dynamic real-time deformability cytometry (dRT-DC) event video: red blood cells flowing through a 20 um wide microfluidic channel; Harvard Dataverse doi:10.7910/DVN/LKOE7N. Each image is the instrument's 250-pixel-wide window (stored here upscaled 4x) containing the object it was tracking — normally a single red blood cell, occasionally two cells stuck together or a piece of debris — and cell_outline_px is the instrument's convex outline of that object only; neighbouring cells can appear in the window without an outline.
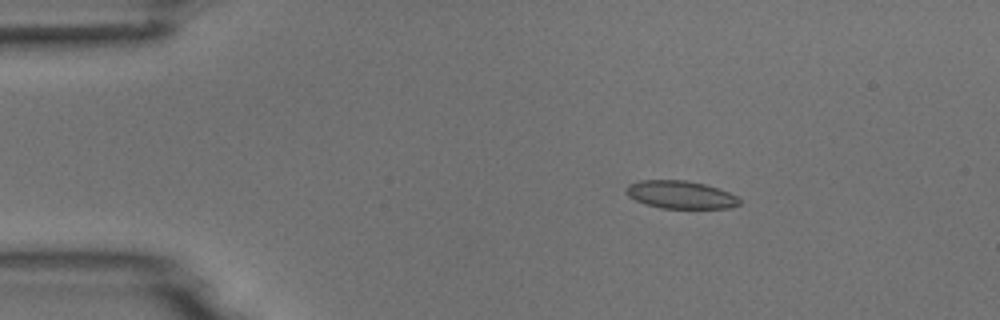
{"species": "common noctule bat (a hibernating species)", "species_latin": "Nyctalus noctula", "temperature_condition": "room temperature", "stored_images_in_passage": 5, "camera_frame_rate_fps": 3000, "um_per_image_px": 0.085, "animal": {"sex": "male", "body_mass_g": 18.8}, "frame": {"image": 1, "passage_image": 3, "time_ms": 2.333, "image_size_px": [1000, 320], "cell_outline_px": [[740, 204], [728, 208], [660, 208], [644, 204], [628, 196], [624, 192], [624, 188], [628, 184], [640, 180], [684, 180], [704, 184], [728, 192], [736, 196], [740, 200]], "centroid_in_image_um": [57.78, 16.55], "position_along_channel_um": 27.2, "area_um2": 18.38}}
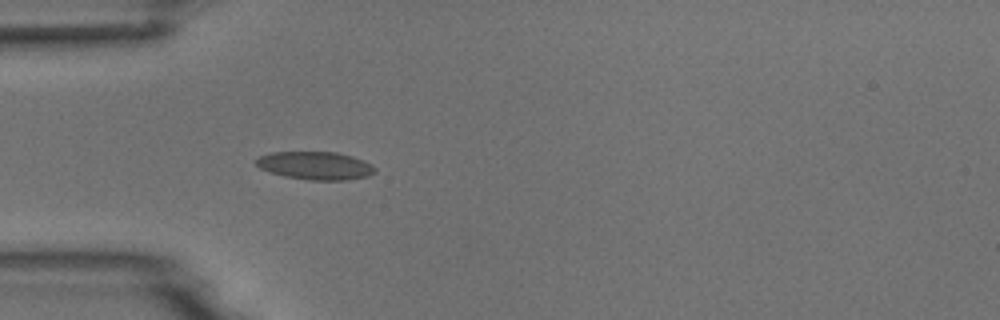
{"frame": {"image": 2, "passage_image": 5, "time_ms": 4.667, "image_size_px": [1000, 320], "cell_outline_px": [[376, 172], [368, 176], [348, 180], [312, 180], [284, 176], [268, 172], [260, 168], [256, 164], [256, 160], [260, 156], [272, 152], [336, 152], [352, 156], [364, 160], [372, 164], [376, 168]], "centroid_in_image_um": [26.84, 14.08], "position_along_channel_um": 58.2, "area_um2": 19.48}}